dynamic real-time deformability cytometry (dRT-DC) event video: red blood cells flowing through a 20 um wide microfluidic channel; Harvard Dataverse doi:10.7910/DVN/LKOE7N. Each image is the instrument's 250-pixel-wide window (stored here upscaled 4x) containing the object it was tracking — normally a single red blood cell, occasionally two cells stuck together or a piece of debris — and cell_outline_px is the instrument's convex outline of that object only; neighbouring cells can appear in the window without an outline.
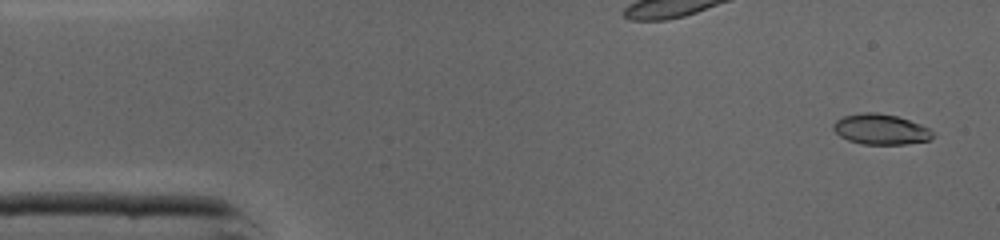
{"species": "common noctule bat (a hibernating species)", "species_latin": "Nyctalus noctula", "temperature_condition": "cold", "stored_images_in_passage": 45, "camera_frame_rate_fps": 3000, "um_per_image_px": 0.085, "animal": {"sex": "male", "body_mass_g": 19.0, "forearm_length_mm": 50.8}, "frame": {"image": 1, "passage_image": 2, "time_ms": 0.333, "image_size_px": [1000, 240], "cell_outline_px": [[932, 136], [928, 140], [904, 144], [864, 144], [848, 140], [840, 136], [832, 128], [832, 124], [836, 120], [844, 116], [864, 112], [876, 112], [896, 116], [920, 124], [928, 128], [932, 132]], "centroid_in_image_um": [74.81, 10.98], "position_along_channel_um": 10.2, "area_um2": 17.4}}
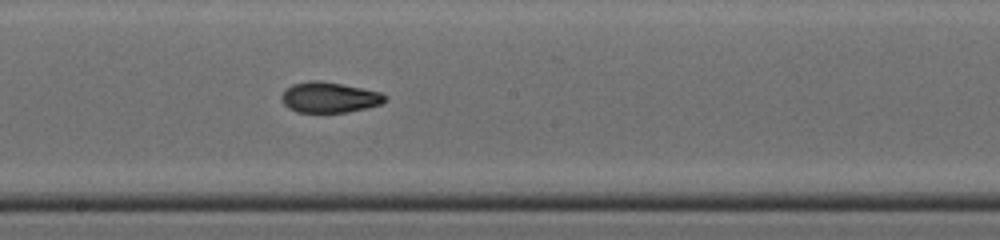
{"frame": {"image": 2, "passage_image": 24, "time_ms": 7.667, "image_size_px": [1000, 240], "cell_outline_px": [[388, 96], [380, 104], [364, 108], [344, 112], [296, 112], [288, 108], [280, 100], [280, 96], [292, 84], [312, 80], [320, 80], [380, 92]], "centroid_in_image_um": [27.94, 8.28], "position_along_channel_um": 220.3, "area_um2": 18.15}}
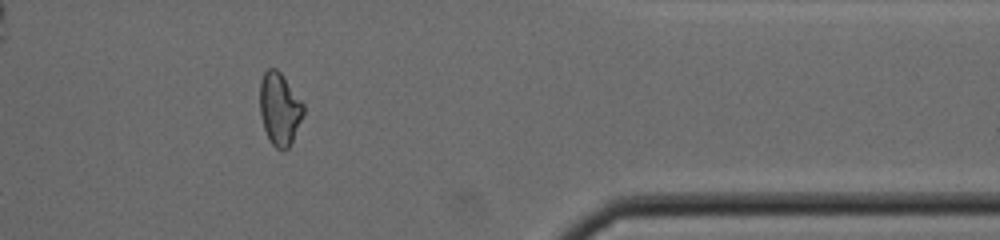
{"frame": {"image": 3, "passage_image": 37, "time_ms": 12.0, "image_size_px": [1000, 240], "cell_outline_px": [[304, 112], [292, 140], [288, 148], [284, 152], [276, 148], [272, 144], [264, 128], [260, 112], [260, 80], [264, 72], [268, 68], [276, 68], [280, 72], [304, 104]], "centroid_in_image_um": [23.75, 9.24], "position_along_channel_um": 387.6, "area_um2": 18.21}, "authors_computed_cell_mechanics": {"area_um2": 18.3804, "velocity_mm_per_s": 4.3886, "shape_relaxation_time_tau1_ms": null, "shape_relaxation_time_tau2_ms": 1.7613, "deformation_change_tau1": null, "deformation_change_tau2": 0.0684}}